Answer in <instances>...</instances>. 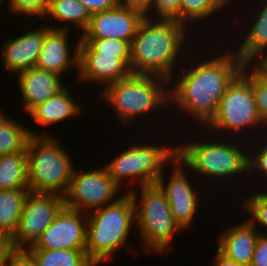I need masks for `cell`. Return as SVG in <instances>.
I'll return each mask as SVG.
<instances>
[{
    "mask_svg": "<svg viewBox=\"0 0 267 266\" xmlns=\"http://www.w3.org/2000/svg\"><path fill=\"white\" fill-rule=\"evenodd\" d=\"M210 59L204 58L197 65L191 64L190 69L180 73L179 81L169 84L173 87L169 89L172 101L169 104L175 103L180 111L194 115L193 119H198L199 125L204 124V127L215 115L229 85L245 66L241 58L231 51Z\"/></svg>",
    "mask_w": 267,
    "mask_h": 266,
    "instance_id": "1",
    "label": "cell"
},
{
    "mask_svg": "<svg viewBox=\"0 0 267 266\" xmlns=\"http://www.w3.org/2000/svg\"><path fill=\"white\" fill-rule=\"evenodd\" d=\"M187 28L174 19L145 17L130 44L131 72L164 77L172 83L178 55L188 42Z\"/></svg>",
    "mask_w": 267,
    "mask_h": 266,
    "instance_id": "2",
    "label": "cell"
},
{
    "mask_svg": "<svg viewBox=\"0 0 267 266\" xmlns=\"http://www.w3.org/2000/svg\"><path fill=\"white\" fill-rule=\"evenodd\" d=\"M133 223L135 203L127 192L116 202L87 213V257L96 266L109 262L112 253L126 245Z\"/></svg>",
    "mask_w": 267,
    "mask_h": 266,
    "instance_id": "3",
    "label": "cell"
},
{
    "mask_svg": "<svg viewBox=\"0 0 267 266\" xmlns=\"http://www.w3.org/2000/svg\"><path fill=\"white\" fill-rule=\"evenodd\" d=\"M169 83L164 77L131 73L104 87L101 96L108 103L106 105L115 109L114 113L116 112L118 120L120 118L121 124L126 126L137 116L168 106Z\"/></svg>",
    "mask_w": 267,
    "mask_h": 266,
    "instance_id": "4",
    "label": "cell"
},
{
    "mask_svg": "<svg viewBox=\"0 0 267 266\" xmlns=\"http://www.w3.org/2000/svg\"><path fill=\"white\" fill-rule=\"evenodd\" d=\"M52 134L31 135L27 144L28 188L30 192L65 195L74 173L70 154Z\"/></svg>",
    "mask_w": 267,
    "mask_h": 266,
    "instance_id": "5",
    "label": "cell"
},
{
    "mask_svg": "<svg viewBox=\"0 0 267 266\" xmlns=\"http://www.w3.org/2000/svg\"><path fill=\"white\" fill-rule=\"evenodd\" d=\"M139 189H141L140 204L137 196L139 191L135 187L127 190L135 203V224L139 228L138 235L147 249L146 252L152 250L159 254L163 253L169 247L174 233L180 232L181 227L174 220L166 194L157 183Z\"/></svg>",
    "mask_w": 267,
    "mask_h": 266,
    "instance_id": "6",
    "label": "cell"
},
{
    "mask_svg": "<svg viewBox=\"0 0 267 266\" xmlns=\"http://www.w3.org/2000/svg\"><path fill=\"white\" fill-rule=\"evenodd\" d=\"M206 142H189L176 146V156L191 171L198 175L222 179L243 175L248 170L247 154L236 141L220 142V139ZM191 143V144H190Z\"/></svg>",
    "mask_w": 267,
    "mask_h": 266,
    "instance_id": "7",
    "label": "cell"
},
{
    "mask_svg": "<svg viewBox=\"0 0 267 266\" xmlns=\"http://www.w3.org/2000/svg\"><path fill=\"white\" fill-rule=\"evenodd\" d=\"M171 146L168 143L162 147L138 143L116 155L105 168L119 187L121 182L126 179L129 181L130 178L129 183L138 184L139 188L156 184L165 163H173L176 158V147Z\"/></svg>",
    "mask_w": 267,
    "mask_h": 266,
    "instance_id": "8",
    "label": "cell"
},
{
    "mask_svg": "<svg viewBox=\"0 0 267 266\" xmlns=\"http://www.w3.org/2000/svg\"><path fill=\"white\" fill-rule=\"evenodd\" d=\"M260 124L264 125L257 112L254 99L251 64H245L242 72L229 85L221 98L215 115L205 126L215 133L217 131L227 133L229 130H232V133L236 131L239 133L243 132V129L245 131V128L248 129L249 126L250 128L258 125L260 127Z\"/></svg>",
    "mask_w": 267,
    "mask_h": 266,
    "instance_id": "9",
    "label": "cell"
},
{
    "mask_svg": "<svg viewBox=\"0 0 267 266\" xmlns=\"http://www.w3.org/2000/svg\"><path fill=\"white\" fill-rule=\"evenodd\" d=\"M76 170L70 180L68 191L64 195L65 207L89 213L90 210L112 204L121 197L117 196L120 187L105 167L86 172L79 170V173Z\"/></svg>",
    "mask_w": 267,
    "mask_h": 266,
    "instance_id": "10",
    "label": "cell"
},
{
    "mask_svg": "<svg viewBox=\"0 0 267 266\" xmlns=\"http://www.w3.org/2000/svg\"><path fill=\"white\" fill-rule=\"evenodd\" d=\"M64 207L63 195L29 192L12 236L14 247L26 249L32 246Z\"/></svg>",
    "mask_w": 267,
    "mask_h": 266,
    "instance_id": "11",
    "label": "cell"
},
{
    "mask_svg": "<svg viewBox=\"0 0 267 266\" xmlns=\"http://www.w3.org/2000/svg\"><path fill=\"white\" fill-rule=\"evenodd\" d=\"M86 234L87 213L64 207L53 223L28 248L85 250Z\"/></svg>",
    "mask_w": 267,
    "mask_h": 266,
    "instance_id": "12",
    "label": "cell"
},
{
    "mask_svg": "<svg viewBox=\"0 0 267 266\" xmlns=\"http://www.w3.org/2000/svg\"><path fill=\"white\" fill-rule=\"evenodd\" d=\"M173 162L175 168L170 172L172 175L168 179V183L164 182V172H162L157 184L166 194L174 220L182 230H185L190 228L194 216L197 215L200 198H198L195 187L189 182L187 173H184L186 166L182 165L177 156Z\"/></svg>",
    "mask_w": 267,
    "mask_h": 266,
    "instance_id": "13",
    "label": "cell"
},
{
    "mask_svg": "<svg viewBox=\"0 0 267 266\" xmlns=\"http://www.w3.org/2000/svg\"><path fill=\"white\" fill-rule=\"evenodd\" d=\"M145 15L123 4L93 14L87 29L80 34L81 39L115 38L131 42Z\"/></svg>",
    "mask_w": 267,
    "mask_h": 266,
    "instance_id": "14",
    "label": "cell"
},
{
    "mask_svg": "<svg viewBox=\"0 0 267 266\" xmlns=\"http://www.w3.org/2000/svg\"><path fill=\"white\" fill-rule=\"evenodd\" d=\"M50 29L49 25L43 28L39 27L16 38L7 39L0 49L6 71L18 75L34 68L42 50L45 34Z\"/></svg>",
    "mask_w": 267,
    "mask_h": 266,
    "instance_id": "15",
    "label": "cell"
},
{
    "mask_svg": "<svg viewBox=\"0 0 267 266\" xmlns=\"http://www.w3.org/2000/svg\"><path fill=\"white\" fill-rule=\"evenodd\" d=\"M66 27L56 26L45 34V38L42 44L41 53L38 56L36 62V68L40 70H46L55 72L59 75L66 74L68 70L72 67V65L79 69V43L80 37L77 42V45L74 49H76L71 56L70 49L71 47L69 42V35ZM67 70V71H66Z\"/></svg>",
    "mask_w": 267,
    "mask_h": 266,
    "instance_id": "16",
    "label": "cell"
},
{
    "mask_svg": "<svg viewBox=\"0 0 267 266\" xmlns=\"http://www.w3.org/2000/svg\"><path fill=\"white\" fill-rule=\"evenodd\" d=\"M131 58L101 55L98 52H79L78 78L108 86L131 74Z\"/></svg>",
    "mask_w": 267,
    "mask_h": 266,
    "instance_id": "17",
    "label": "cell"
},
{
    "mask_svg": "<svg viewBox=\"0 0 267 266\" xmlns=\"http://www.w3.org/2000/svg\"><path fill=\"white\" fill-rule=\"evenodd\" d=\"M24 110L30 113L39 104L57 95L66 86L61 75L36 67L17 75Z\"/></svg>",
    "mask_w": 267,
    "mask_h": 266,
    "instance_id": "18",
    "label": "cell"
},
{
    "mask_svg": "<svg viewBox=\"0 0 267 266\" xmlns=\"http://www.w3.org/2000/svg\"><path fill=\"white\" fill-rule=\"evenodd\" d=\"M248 219L244 222L230 226L220 234L217 250L225 257L245 266H250L256 242L261 230Z\"/></svg>",
    "mask_w": 267,
    "mask_h": 266,
    "instance_id": "19",
    "label": "cell"
},
{
    "mask_svg": "<svg viewBox=\"0 0 267 266\" xmlns=\"http://www.w3.org/2000/svg\"><path fill=\"white\" fill-rule=\"evenodd\" d=\"M68 86L57 95L51 97L44 103L39 104L30 113L33 120L43 126H51L60 123L79 114L81 107L75 102Z\"/></svg>",
    "mask_w": 267,
    "mask_h": 266,
    "instance_id": "20",
    "label": "cell"
},
{
    "mask_svg": "<svg viewBox=\"0 0 267 266\" xmlns=\"http://www.w3.org/2000/svg\"><path fill=\"white\" fill-rule=\"evenodd\" d=\"M265 2L266 4L262 3L263 6H260L261 11L257 13L255 22H252L251 29L245 34L247 35L245 39L243 36L244 41L239 44L235 52L245 64L253 65L267 59V55H264L267 50V1Z\"/></svg>",
    "mask_w": 267,
    "mask_h": 266,
    "instance_id": "21",
    "label": "cell"
},
{
    "mask_svg": "<svg viewBox=\"0 0 267 266\" xmlns=\"http://www.w3.org/2000/svg\"><path fill=\"white\" fill-rule=\"evenodd\" d=\"M0 110V155H8L24 151L31 135H46L27 129L21 123L18 124L6 116V113ZM34 131V132H33Z\"/></svg>",
    "mask_w": 267,
    "mask_h": 266,
    "instance_id": "22",
    "label": "cell"
},
{
    "mask_svg": "<svg viewBox=\"0 0 267 266\" xmlns=\"http://www.w3.org/2000/svg\"><path fill=\"white\" fill-rule=\"evenodd\" d=\"M28 188L26 150L0 155V190Z\"/></svg>",
    "mask_w": 267,
    "mask_h": 266,
    "instance_id": "23",
    "label": "cell"
},
{
    "mask_svg": "<svg viewBox=\"0 0 267 266\" xmlns=\"http://www.w3.org/2000/svg\"><path fill=\"white\" fill-rule=\"evenodd\" d=\"M29 188L0 190V230L14 235Z\"/></svg>",
    "mask_w": 267,
    "mask_h": 266,
    "instance_id": "24",
    "label": "cell"
},
{
    "mask_svg": "<svg viewBox=\"0 0 267 266\" xmlns=\"http://www.w3.org/2000/svg\"><path fill=\"white\" fill-rule=\"evenodd\" d=\"M35 258L38 266H96L86 250L26 248Z\"/></svg>",
    "mask_w": 267,
    "mask_h": 266,
    "instance_id": "25",
    "label": "cell"
},
{
    "mask_svg": "<svg viewBox=\"0 0 267 266\" xmlns=\"http://www.w3.org/2000/svg\"><path fill=\"white\" fill-rule=\"evenodd\" d=\"M51 16L54 20L66 21L77 26L82 32L87 29L91 13L79 0H50L46 18Z\"/></svg>",
    "mask_w": 267,
    "mask_h": 266,
    "instance_id": "26",
    "label": "cell"
},
{
    "mask_svg": "<svg viewBox=\"0 0 267 266\" xmlns=\"http://www.w3.org/2000/svg\"><path fill=\"white\" fill-rule=\"evenodd\" d=\"M230 0H180L179 22L189 25L199 22L227 6Z\"/></svg>",
    "mask_w": 267,
    "mask_h": 266,
    "instance_id": "27",
    "label": "cell"
},
{
    "mask_svg": "<svg viewBox=\"0 0 267 266\" xmlns=\"http://www.w3.org/2000/svg\"><path fill=\"white\" fill-rule=\"evenodd\" d=\"M79 52H98L116 58H131L130 43L115 38L80 39Z\"/></svg>",
    "mask_w": 267,
    "mask_h": 266,
    "instance_id": "28",
    "label": "cell"
},
{
    "mask_svg": "<svg viewBox=\"0 0 267 266\" xmlns=\"http://www.w3.org/2000/svg\"><path fill=\"white\" fill-rule=\"evenodd\" d=\"M254 67V68H253ZM251 84L259 117L267 124V71L259 64L251 65Z\"/></svg>",
    "mask_w": 267,
    "mask_h": 266,
    "instance_id": "29",
    "label": "cell"
},
{
    "mask_svg": "<svg viewBox=\"0 0 267 266\" xmlns=\"http://www.w3.org/2000/svg\"><path fill=\"white\" fill-rule=\"evenodd\" d=\"M257 194H252L248 198H245L242 202V209L246 210L250 215L249 221L255 225L260 224L261 227L267 228V192H256ZM252 216V217H251ZM267 230V229H265ZM262 235H267V233H261Z\"/></svg>",
    "mask_w": 267,
    "mask_h": 266,
    "instance_id": "30",
    "label": "cell"
},
{
    "mask_svg": "<svg viewBox=\"0 0 267 266\" xmlns=\"http://www.w3.org/2000/svg\"><path fill=\"white\" fill-rule=\"evenodd\" d=\"M49 2L50 0H9V12L12 15H37L39 18L46 19L45 16L48 11Z\"/></svg>",
    "mask_w": 267,
    "mask_h": 266,
    "instance_id": "31",
    "label": "cell"
},
{
    "mask_svg": "<svg viewBox=\"0 0 267 266\" xmlns=\"http://www.w3.org/2000/svg\"><path fill=\"white\" fill-rule=\"evenodd\" d=\"M151 7L144 15L151 18V9L156 13L155 19H174L179 21L180 0H153ZM151 12V13H150ZM150 14V17L149 15ZM159 15V16H158Z\"/></svg>",
    "mask_w": 267,
    "mask_h": 266,
    "instance_id": "32",
    "label": "cell"
},
{
    "mask_svg": "<svg viewBox=\"0 0 267 266\" xmlns=\"http://www.w3.org/2000/svg\"><path fill=\"white\" fill-rule=\"evenodd\" d=\"M263 145L264 146L260 145L261 150H259V152H256V155H248V172L258 170L260 174L263 173V176L266 175L265 177L267 179V140L266 142H263Z\"/></svg>",
    "mask_w": 267,
    "mask_h": 266,
    "instance_id": "33",
    "label": "cell"
},
{
    "mask_svg": "<svg viewBox=\"0 0 267 266\" xmlns=\"http://www.w3.org/2000/svg\"><path fill=\"white\" fill-rule=\"evenodd\" d=\"M4 266H38L27 249H16Z\"/></svg>",
    "mask_w": 267,
    "mask_h": 266,
    "instance_id": "34",
    "label": "cell"
},
{
    "mask_svg": "<svg viewBox=\"0 0 267 266\" xmlns=\"http://www.w3.org/2000/svg\"><path fill=\"white\" fill-rule=\"evenodd\" d=\"M250 266H267V235L260 234Z\"/></svg>",
    "mask_w": 267,
    "mask_h": 266,
    "instance_id": "35",
    "label": "cell"
},
{
    "mask_svg": "<svg viewBox=\"0 0 267 266\" xmlns=\"http://www.w3.org/2000/svg\"><path fill=\"white\" fill-rule=\"evenodd\" d=\"M91 15L117 7L121 0H79Z\"/></svg>",
    "mask_w": 267,
    "mask_h": 266,
    "instance_id": "36",
    "label": "cell"
},
{
    "mask_svg": "<svg viewBox=\"0 0 267 266\" xmlns=\"http://www.w3.org/2000/svg\"><path fill=\"white\" fill-rule=\"evenodd\" d=\"M16 250L13 244V237L0 230V266H4L11 254Z\"/></svg>",
    "mask_w": 267,
    "mask_h": 266,
    "instance_id": "37",
    "label": "cell"
},
{
    "mask_svg": "<svg viewBox=\"0 0 267 266\" xmlns=\"http://www.w3.org/2000/svg\"><path fill=\"white\" fill-rule=\"evenodd\" d=\"M153 0H121V4L145 14L150 8Z\"/></svg>",
    "mask_w": 267,
    "mask_h": 266,
    "instance_id": "38",
    "label": "cell"
},
{
    "mask_svg": "<svg viewBox=\"0 0 267 266\" xmlns=\"http://www.w3.org/2000/svg\"><path fill=\"white\" fill-rule=\"evenodd\" d=\"M214 266H245L243 264H240L236 261H233L224 255H222L218 250H217V255L215 260L213 261Z\"/></svg>",
    "mask_w": 267,
    "mask_h": 266,
    "instance_id": "39",
    "label": "cell"
},
{
    "mask_svg": "<svg viewBox=\"0 0 267 266\" xmlns=\"http://www.w3.org/2000/svg\"><path fill=\"white\" fill-rule=\"evenodd\" d=\"M259 64L267 71V59L262 60Z\"/></svg>",
    "mask_w": 267,
    "mask_h": 266,
    "instance_id": "40",
    "label": "cell"
}]
</instances>
